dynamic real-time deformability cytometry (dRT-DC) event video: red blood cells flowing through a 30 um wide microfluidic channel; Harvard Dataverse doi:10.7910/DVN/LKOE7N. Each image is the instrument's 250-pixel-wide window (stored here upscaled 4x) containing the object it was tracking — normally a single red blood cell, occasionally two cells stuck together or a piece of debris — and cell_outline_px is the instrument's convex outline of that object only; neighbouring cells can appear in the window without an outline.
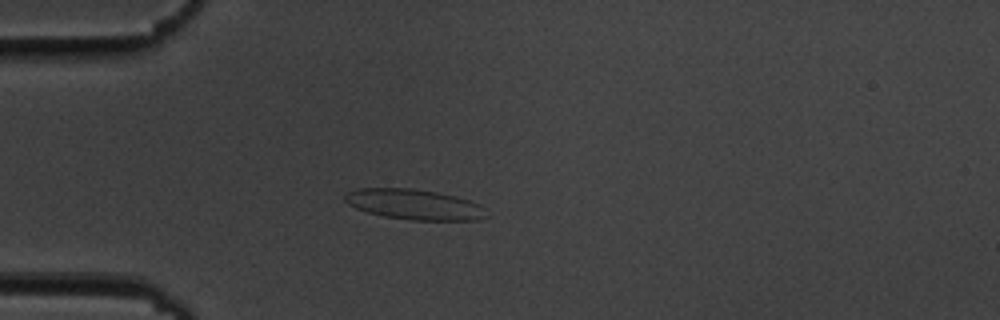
{"species": "common noctule bat (a hibernating species)", "species_latin": "Nyctalus noctula", "temperature_condition": "cold", "stored_images_in_passage": 53, "camera_frame_rate_fps": 3000, "um_per_image_px": 0.085, "animal": {"sex": "male", "body_mass_g": 19.5, "forearm_length_mm": 54.6}, "frame": {"image": 1, "passage_image": 14, "time_ms": 4.333, "image_size_px": [1000, 320], "cell_outline_px": [[488, 216], [476, 220], [412, 220], [384, 216], [368, 212], [356, 208], [348, 204], [344, 200], [344, 196], [348, 192], [356, 188], [412, 188], [436, 192], [456, 196], [480, 204]], "centroid_in_image_um": [35.2, 17.37], "position_along_channel_um": 49.8, "area_um2": 24.97}}
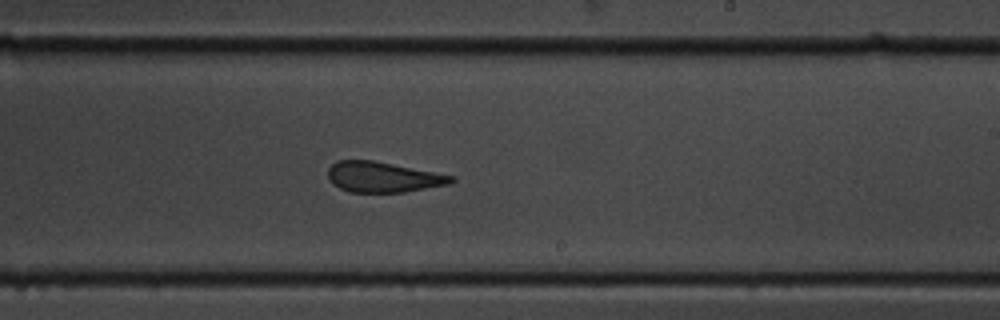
{"frame": {"image": 2, "passage_image": 32, "time_ms": 10.333, "image_size_px": [1000, 320], "cell_outline_px": [[456, 180], [448, 184], [404, 192], [348, 192], [332, 184], [328, 176], [328, 168], [336, 160], [372, 160], [452, 176]], "centroid_in_image_um": [32.48, 15.05], "position_along_channel_um": 256.5, "area_um2": 21.56}}
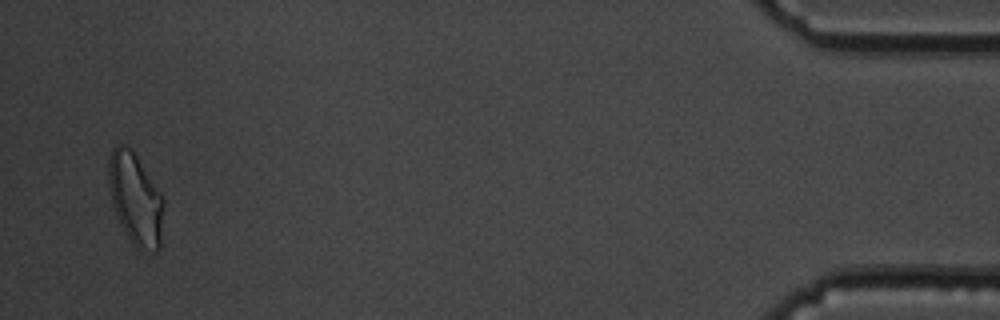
{"frame": {"image": 3, "passage_image": 52, "time_ms": 17.0, "image_size_px": [1000, 320], "cell_outline_px": [[164, 200], [160, 248], [136, 248], [128, 236], [116, 216], [112, 204], [108, 180], [108, 164], [112, 148], [120, 144], [124, 144], [136, 156], [164, 196]], "centroid_in_image_um": [11.51, 16.88], "position_along_channel_um": 423.7, "area_um2": 28.96}, "authors_computed_cell_mechanics": {"area_um2": 23.8714, "velocity_mm_per_s": 3.681, "shape_relaxation_time_tau1_ms": 6.3883, "shape_relaxation_time_tau2_ms": 1.4256, "deformation_change_tau1": 0.1431, "deformation_change_tau2": 0.0717}}